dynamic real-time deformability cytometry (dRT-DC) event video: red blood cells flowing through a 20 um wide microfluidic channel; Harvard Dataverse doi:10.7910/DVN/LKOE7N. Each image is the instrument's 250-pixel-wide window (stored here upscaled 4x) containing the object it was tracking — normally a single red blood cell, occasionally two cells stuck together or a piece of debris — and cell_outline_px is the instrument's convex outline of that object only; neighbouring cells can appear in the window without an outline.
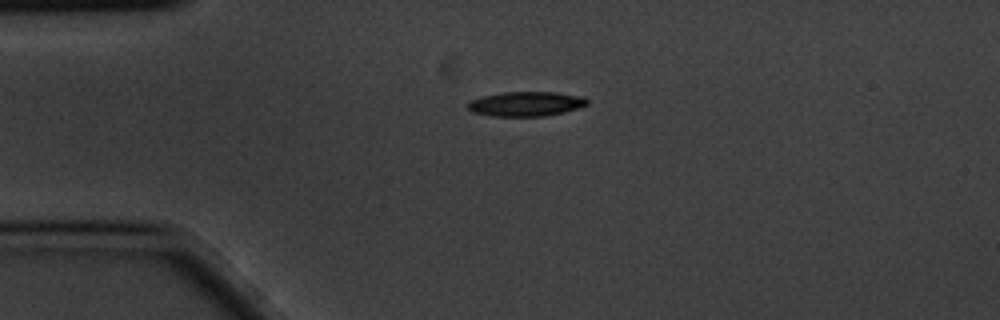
{"species": "common noctule bat (a hibernating species)", "species_latin": "Nyctalus noctula", "temperature_condition": "cold", "stored_images_in_passage": 2, "camera_frame_rate_fps": 3000, "um_per_image_px": 0.085, "animal": {"sex": "male", "body_mass_g": 20.1, "forearm_length_mm": 53.5}, "frame": {"image": 1, "passage_image": 1, "time_ms": 0.0, "image_size_px": [1000, 320], "cell_outline_px": [[588, 104], [580, 108], [564, 112], [544, 116], [492, 116], [472, 112], [468, 108], [468, 104], [472, 100], [484, 96], [504, 92], [556, 92], [580, 96], [588, 100]], "centroid_in_image_um": [44.74, 8.83], "position_along_channel_um": 40.3, "area_um2": 16.99}}